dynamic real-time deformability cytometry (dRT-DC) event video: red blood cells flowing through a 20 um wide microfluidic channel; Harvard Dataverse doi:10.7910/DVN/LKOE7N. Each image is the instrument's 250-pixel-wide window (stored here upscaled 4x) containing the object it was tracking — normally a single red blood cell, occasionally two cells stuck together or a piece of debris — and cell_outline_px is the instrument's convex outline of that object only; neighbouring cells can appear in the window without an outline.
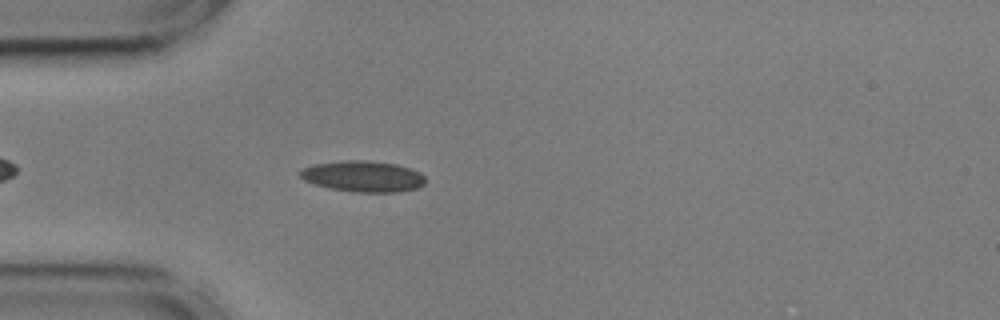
{"species": "common noctule bat (a hibernating species)", "species_latin": "Nyctalus noctula", "temperature_condition": "cold", "stored_images_in_passage": 39, "camera_frame_rate_fps": 3000, "um_per_image_px": 0.085, "animal": {"sex": "male", "body_mass_g": 17.9, "forearm_length_mm": 54.2}, "frame": {"image": 1, "passage_image": 1, "time_ms": 0.0, "image_size_px": [1000, 320], "cell_outline_px": [[424, 184], [416, 188], [400, 192], [352, 192], [328, 188], [304, 180], [300, 176], [300, 168], [312, 164], [344, 160], [368, 160], [396, 164], [420, 172], [424, 176]], "centroid_in_image_um": [30.83, 14.98], "position_along_channel_um": 54.2, "area_um2": 22.77}}
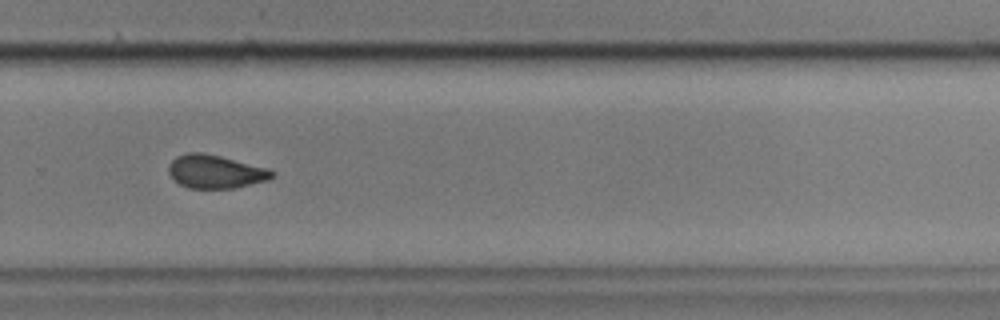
{"frame": {"image": 2, "passage_image": 23, "time_ms": 7.333, "image_size_px": [1000, 320], "cell_outline_px": [[276, 172], [268, 180], [232, 188], [188, 188], [172, 180], [168, 172], [168, 168], [172, 160], [176, 156], [188, 152], [204, 152], [268, 168]], "centroid_in_image_um": [18.27, 14.58], "position_along_channel_um": 311.5, "area_um2": 20.11}}
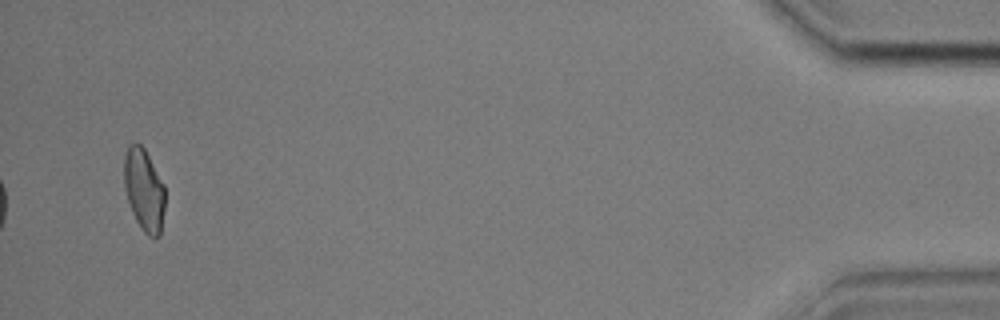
{"frame": {"image": 3, "passage_image": 39, "time_ms": 12.667, "image_size_px": [1000, 320], "cell_outline_px": [[164, 208], [160, 236], [148, 236], [140, 228], [132, 212], [124, 188], [124, 156], [128, 144], [140, 144], [144, 148], [164, 184]], "centroid_in_image_um": [12.23, 16.14], "position_along_channel_um": 423.0, "area_um2": 19.54}, "authors_computed_cell_mechanics": {"area_um2": 20.519, "velocity_mm_per_s": 3.5924, "shape_relaxation_time_tau1_ms": 4.3517, "shape_relaxation_time_tau2_ms": 2.6745, "deformation_change_tau1": 0.1202, "deformation_change_tau2": 0.0729}}